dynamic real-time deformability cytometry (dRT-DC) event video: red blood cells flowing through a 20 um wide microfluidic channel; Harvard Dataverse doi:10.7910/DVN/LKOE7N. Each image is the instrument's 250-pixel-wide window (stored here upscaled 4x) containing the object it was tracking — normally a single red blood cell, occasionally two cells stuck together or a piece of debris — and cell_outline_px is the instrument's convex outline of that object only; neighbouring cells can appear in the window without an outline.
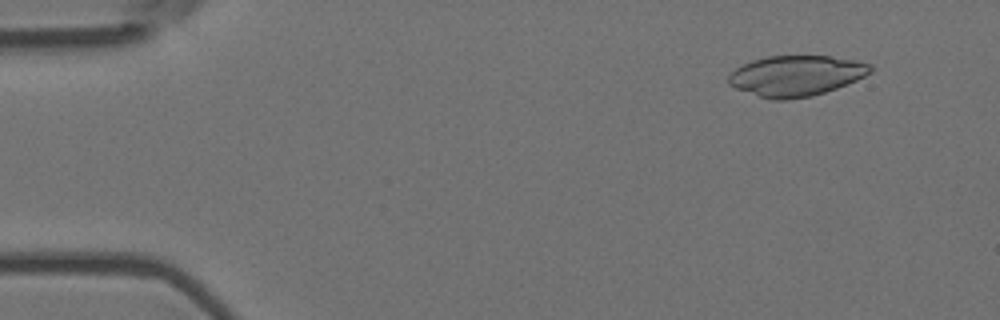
{"species": "Egyptian fruit bat (a non-hibernating species)", "species_latin": "Rousettus aegyptiacus", "temperature_condition": "room temperature", "stored_images_in_passage": 5, "camera_frame_rate_fps": 3000, "um_per_image_px": 0.085, "animal": {"sex": "female"}, "frame": {"image": 1, "passage_image": 2, "time_ms": 0.333, "image_size_px": [1000, 320], "cell_outline_px": [[872, 72], [856, 80], [836, 88], [812, 96], [788, 100], [772, 100], [736, 88], [728, 84], [728, 76], [736, 68], [752, 60], [768, 56], [832, 56], [872, 64]], "centroid_in_image_um": [67.67, 6.44], "position_along_channel_um": 17.3, "area_um2": 33.35}}